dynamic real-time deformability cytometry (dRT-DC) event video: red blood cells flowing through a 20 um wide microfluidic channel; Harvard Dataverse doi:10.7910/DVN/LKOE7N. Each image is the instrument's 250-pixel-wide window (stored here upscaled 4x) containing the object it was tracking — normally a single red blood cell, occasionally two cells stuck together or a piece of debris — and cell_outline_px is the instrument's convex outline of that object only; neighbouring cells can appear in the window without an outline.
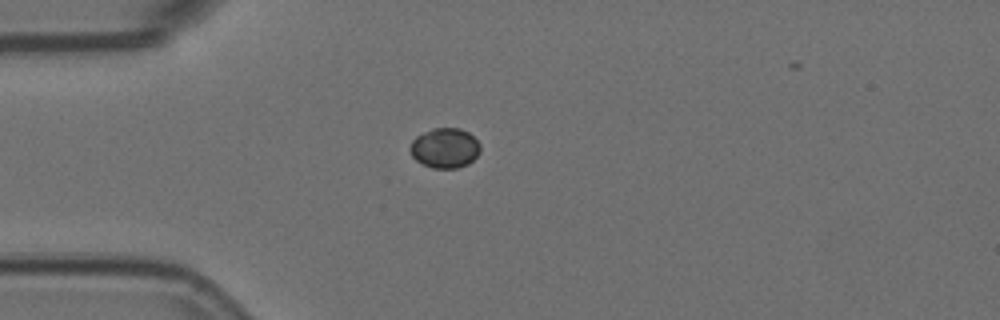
{"species": "Egyptian fruit bat (a non-hibernating species)", "species_latin": "Rousettus aegyptiacus", "temperature_condition": "room temperature", "stored_images_in_passage": 7, "camera_frame_rate_fps": 3000, "um_per_image_px": 0.085, "animal": {"sex": "female"}, "frame": {"image": 1, "passage_image": 1, "time_ms": 0.0, "image_size_px": [1000, 320], "cell_outline_px": [[480, 152], [468, 164], [456, 168], [432, 168], [416, 160], [412, 156], [408, 148], [412, 140], [416, 136], [432, 128], [460, 128], [468, 132], [480, 144]], "centroid_in_image_um": [37.79, 12.57], "position_along_channel_um": 47.2, "area_um2": 16.36}}
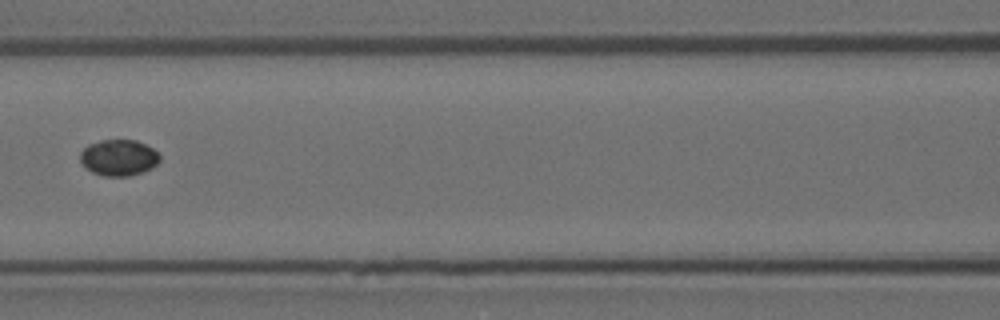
{"frame": {"image": 2, "passage_image": 4, "time_ms": 1.0, "image_size_px": [1000, 320], "cell_outline_px": [[160, 160], [152, 168], [144, 172], [128, 176], [104, 176], [92, 172], [80, 160], [80, 152], [88, 144], [100, 140], [136, 140], [152, 148], [160, 156]], "centroid_in_image_um": [10.1, 13.4], "position_along_channel_um": 156.5, "area_um2": 16.7}}
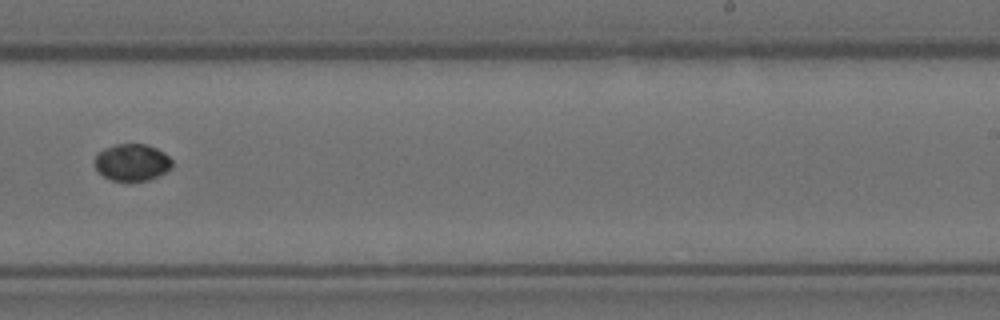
{"frame": {"image": 3, "passage_image": 7, "time_ms": 2.0, "image_size_px": [1000, 320], "cell_outline_px": [[172, 168], [148, 180], [132, 184], [112, 180], [104, 176], [92, 164], [92, 160], [104, 148], [116, 144], [148, 144], [164, 152], [172, 160]], "centroid_in_image_um": [11.2, 13.83], "position_along_channel_um": 277.8, "area_um2": 17.11}}